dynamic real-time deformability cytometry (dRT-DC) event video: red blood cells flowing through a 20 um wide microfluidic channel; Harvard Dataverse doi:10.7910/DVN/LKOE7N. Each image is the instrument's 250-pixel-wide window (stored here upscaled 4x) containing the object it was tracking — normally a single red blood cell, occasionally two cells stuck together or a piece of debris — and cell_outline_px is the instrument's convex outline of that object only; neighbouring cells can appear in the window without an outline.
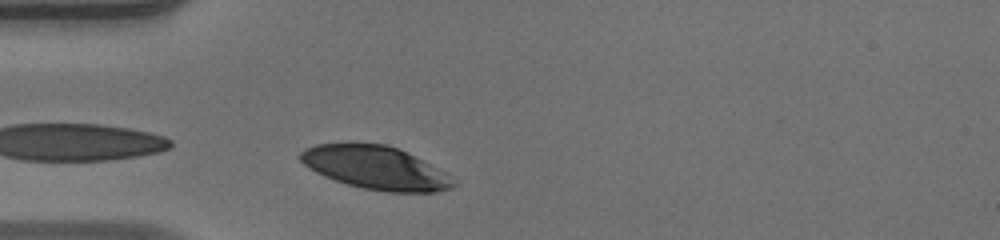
{"species": "human", "species_latin": "Homo sapiens", "temperature_condition": "warm", "stored_images_in_passage": 8, "camera_frame_rate_fps": 3000, "um_per_image_px": 0.085, "donor": {"sex": "male"}, "frame": {"image": 1, "passage_image": 1, "time_ms": 0.0, "image_size_px": [1000, 240], "cell_outline_px": [[456, 184], [452, 188], [436, 192], [388, 192], [360, 188], [324, 176], [308, 168], [296, 156], [304, 148], [316, 144], [348, 140], [384, 144], [408, 152], [444, 172], [456, 180]], "centroid_in_image_um": [31.86, 14.22], "position_along_channel_um": 53.1, "area_um2": 39.36}}
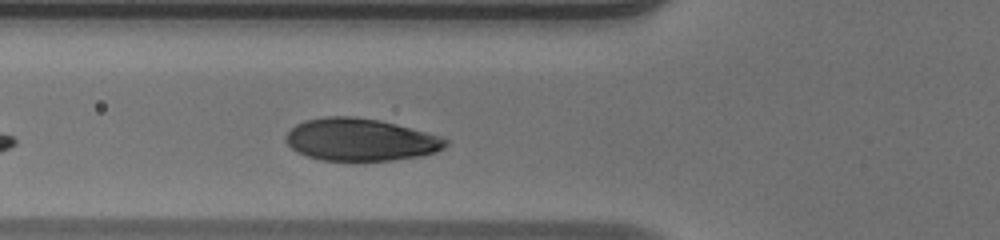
{"frame": {"image": 2, "passage_image": 5, "time_ms": 1.333, "image_size_px": [1000, 240], "cell_outline_px": [[448, 144], [444, 148], [436, 152], [420, 156], [392, 160], [320, 160], [296, 152], [284, 140], [284, 136], [296, 124], [304, 120], [324, 116], [356, 116], [380, 120], [396, 124], [440, 136], [448, 140]], "centroid_in_image_um": [30.61, 11.86], "position_along_channel_um": 95.2, "area_um2": 39.54}}